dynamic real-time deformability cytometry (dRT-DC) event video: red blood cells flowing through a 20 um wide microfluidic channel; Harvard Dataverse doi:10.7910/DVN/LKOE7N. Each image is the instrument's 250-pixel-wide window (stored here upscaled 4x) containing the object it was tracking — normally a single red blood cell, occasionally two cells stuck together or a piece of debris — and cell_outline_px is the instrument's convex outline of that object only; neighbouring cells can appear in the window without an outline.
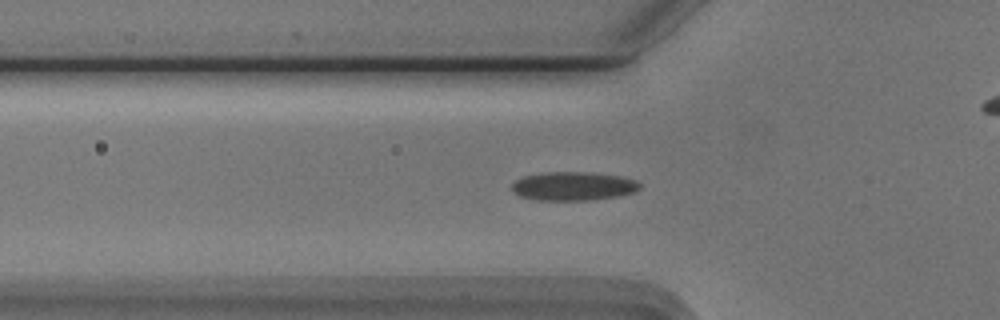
{"species": "Egyptian fruit bat (a non-hibernating species)", "species_latin": "Rousettus aegyptiacus", "temperature_condition": "cold", "stored_images_in_passage": 55, "camera_frame_rate_fps": 3000, "um_per_image_px": 0.085, "animal": {"sex": "male"}, "frame": {"image": 1, "passage_image": 18, "time_ms": 5.667, "image_size_px": [1000, 320], "cell_outline_px": [[640, 188], [636, 192], [620, 196], [588, 200], [536, 200], [520, 196], [512, 192], [512, 184], [516, 180], [524, 176], [544, 172], [596, 172], [624, 176], [636, 180], [640, 184]], "centroid_in_image_um": [48.77, 15.81], "position_along_channel_um": 77.0, "area_um2": 21.73}}
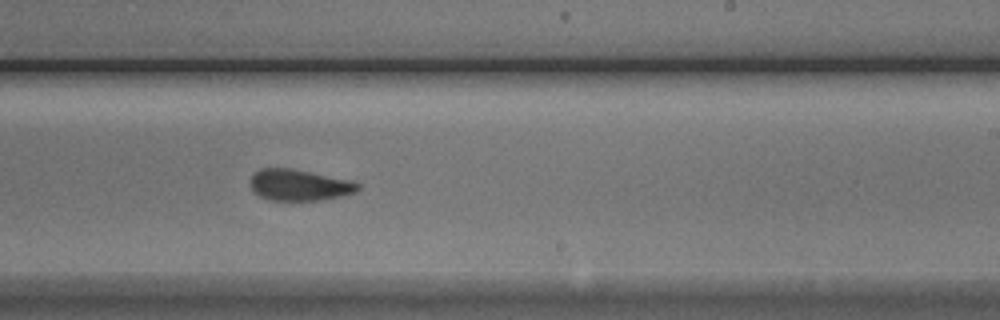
{"frame": {"image": 2, "passage_image": 33, "time_ms": 10.667, "image_size_px": [1000, 320], "cell_outline_px": [[360, 188], [356, 192], [340, 196], [320, 200], [268, 200], [252, 192], [252, 176], [260, 168], [292, 168], [352, 180], [360, 184]], "centroid_in_image_um": [25.46, 15.72], "position_along_channel_um": 263.5, "area_um2": 19.59}}
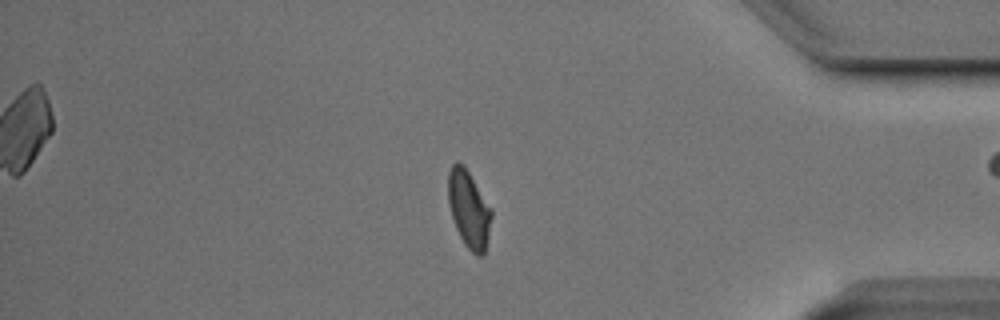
{"frame": {"image": 3, "passage_image": 46, "time_ms": 15.0, "image_size_px": [1000, 320], "cell_outline_px": [[492, 216], [484, 256], [476, 256], [464, 244], [456, 228], [448, 204], [448, 172], [452, 164], [456, 160], [464, 164], [492, 208]], "centroid_in_image_um": [39.85, 17.75], "position_along_channel_um": 395.3, "area_um2": 19.71}, "authors_computed_cell_mechanics": {"area_um2": 20.0566, "velocity_mm_per_s": 3.7292, "shape_relaxation_time_tau1_ms": 7.075, "shape_relaxation_time_tau2_ms": 1.5686, "deformation_change_tau1": 0.1572, "deformation_change_tau2": 0.0747}}